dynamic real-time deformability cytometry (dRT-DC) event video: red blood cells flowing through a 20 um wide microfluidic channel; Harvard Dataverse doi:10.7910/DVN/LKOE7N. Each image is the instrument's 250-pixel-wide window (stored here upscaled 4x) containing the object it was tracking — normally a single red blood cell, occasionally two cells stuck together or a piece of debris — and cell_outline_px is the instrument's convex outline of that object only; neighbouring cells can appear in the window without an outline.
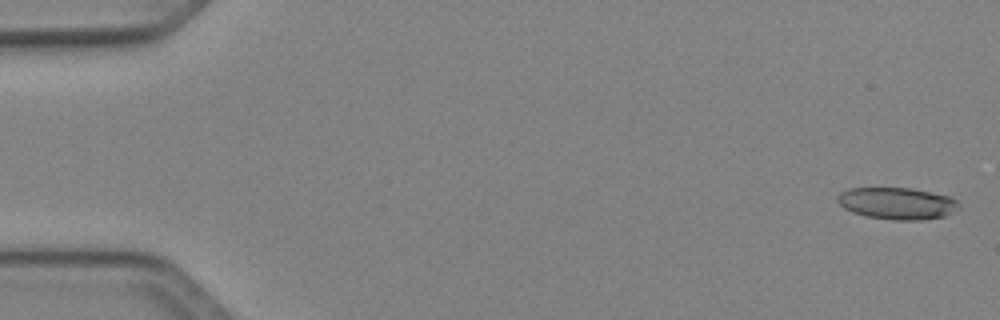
{"species": "Egyptian fruit bat (a non-hibernating species)", "species_latin": "Rousettus aegyptiacus", "temperature_condition": "cold", "stored_images_in_passage": 50, "camera_frame_rate_fps": 3000, "um_per_image_px": 0.085, "animal": {"sex": "female"}, "frame": {"image": 1, "passage_image": 2, "time_ms": 0.333, "image_size_px": [1000, 320], "cell_outline_px": [[960, 204], [952, 212], [944, 216], [924, 220], [892, 220], [864, 216], [852, 212], [844, 208], [836, 200], [836, 196], [840, 192], [848, 188], [912, 188], [948, 196], [956, 200]], "centroid_in_image_um": [76.2, 17.29], "position_along_channel_um": 8.8, "area_um2": 22.6}}
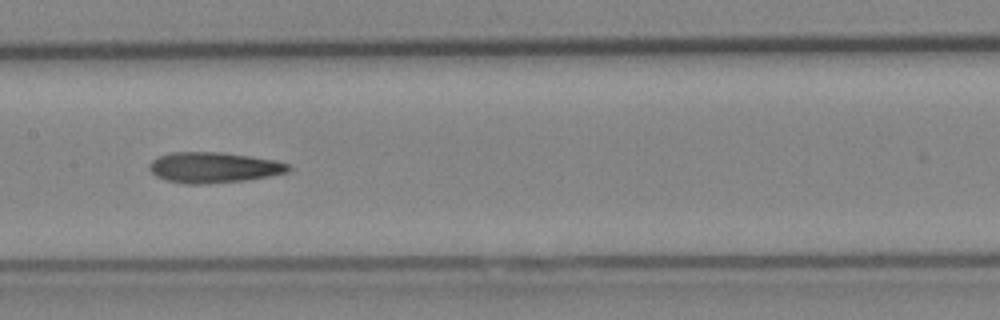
{"frame": {"image": 2, "passage_image": 26, "time_ms": 8.333, "image_size_px": [1000, 320], "cell_outline_px": [[292, 168], [288, 172], [248, 180], [208, 184], [188, 184], [164, 180], [156, 176], [148, 168], [148, 164], [152, 160], [160, 156], [172, 152], [220, 152], [248, 156], [272, 160], [288, 164]], "centroid_in_image_um": [18.13, 14.25], "position_along_channel_um": 189.3, "area_um2": 24.8}}
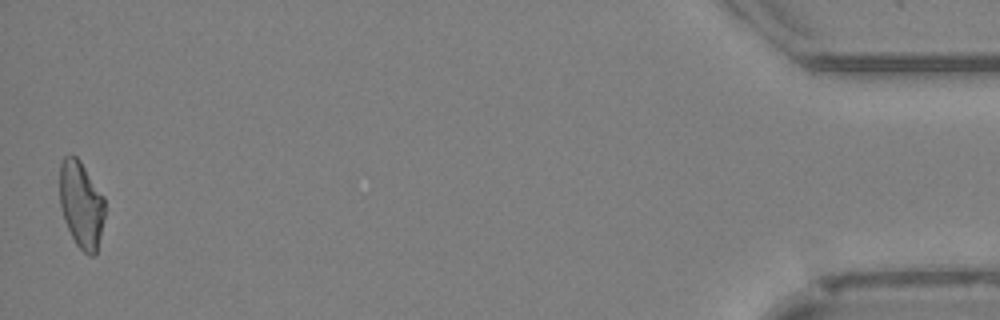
{"frame": {"image": 3, "passage_image": 50, "time_ms": 16.333, "image_size_px": [1000, 320], "cell_outline_px": [[104, 216], [100, 236], [96, 252], [92, 256], [88, 256], [76, 244], [64, 220], [60, 204], [60, 160], [64, 156], [76, 156], [80, 160], [104, 196]], "centroid_in_image_um": [6.9, 17.36], "position_along_channel_um": 428.3, "area_um2": 22.72}, "authors_computed_cell_mechanics": {"area_um2": 23.7847, "velocity_mm_per_s": 4.1152, "shape_relaxation_time_tau1_ms": 9.7373, "shape_relaxation_time_tau2_ms": null, "deformation_change_tau1": 0.1799, "deformation_change_tau2": null}}